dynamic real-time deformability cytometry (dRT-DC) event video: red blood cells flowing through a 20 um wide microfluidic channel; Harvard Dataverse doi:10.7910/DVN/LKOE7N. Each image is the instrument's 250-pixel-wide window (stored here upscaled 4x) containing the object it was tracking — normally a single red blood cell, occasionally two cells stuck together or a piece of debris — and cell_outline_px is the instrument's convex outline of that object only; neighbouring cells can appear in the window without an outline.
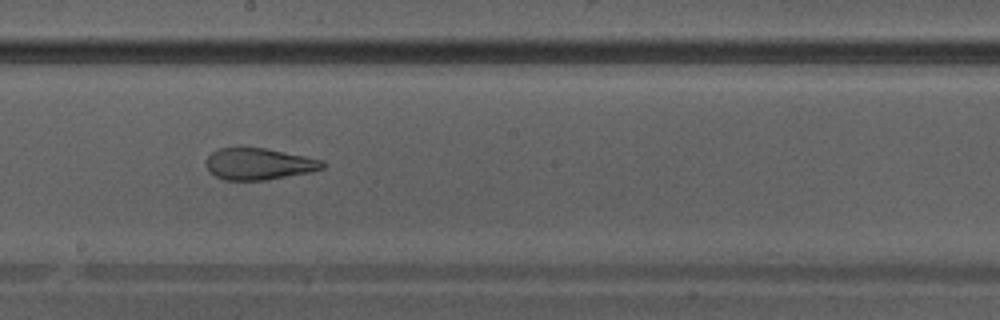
{"species": "Egyptian fruit bat (a non-hibernating species)", "species_latin": "Rousettus aegyptiacus", "temperature_condition": "warm", "stored_images_in_passage": 40, "camera_frame_rate_fps": 3000, "um_per_image_px": 0.085, "animal": {"sex": "male"}, "frame": {"image": 1, "passage_image": 23, "time_ms": 7.333, "image_size_px": [1000, 320], "cell_outline_px": [[324, 168], [308, 172], [264, 180], [224, 180], [208, 172], [204, 164], [208, 156], [212, 152], [220, 148], [264, 148], [324, 160]], "centroid_in_image_um": [21.95, 13.94], "position_along_channel_um": 226.3, "area_um2": 21.27}}